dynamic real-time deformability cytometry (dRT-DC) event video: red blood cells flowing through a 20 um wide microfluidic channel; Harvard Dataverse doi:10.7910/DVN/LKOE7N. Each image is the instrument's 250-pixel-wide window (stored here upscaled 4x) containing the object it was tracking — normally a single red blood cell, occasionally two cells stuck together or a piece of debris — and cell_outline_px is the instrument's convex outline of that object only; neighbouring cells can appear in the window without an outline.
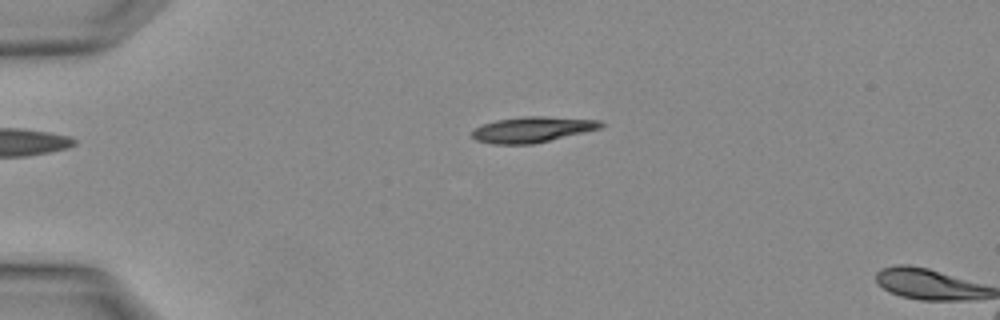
{"species": "Egyptian fruit bat (a non-hibernating species)", "species_latin": "Rousettus aegyptiacus", "temperature_condition": "warm", "stored_images_in_passage": 3, "camera_frame_rate_fps": 3000, "um_per_image_px": 0.085, "animal": {"sex": "female"}, "frame": {"image": 1, "passage_image": 3, "time_ms": 0.667, "image_size_px": [1000, 320], "cell_outline_px": [[604, 124], [600, 128], [532, 144], [492, 144], [476, 140], [472, 136], [472, 132], [476, 128], [484, 124], [496, 120], [524, 116], [544, 116], [600, 120]], "centroid_in_image_um": [45.23, 11.0], "position_along_channel_um": 39.8, "area_um2": 18.96}}